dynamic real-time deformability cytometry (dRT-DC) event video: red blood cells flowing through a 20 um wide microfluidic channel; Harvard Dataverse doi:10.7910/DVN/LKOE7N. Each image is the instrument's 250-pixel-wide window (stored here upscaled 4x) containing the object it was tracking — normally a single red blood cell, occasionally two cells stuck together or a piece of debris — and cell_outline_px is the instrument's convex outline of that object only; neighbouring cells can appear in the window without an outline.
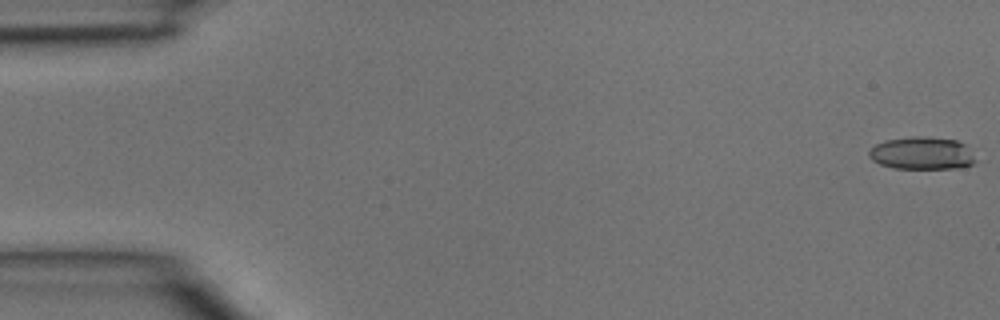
{"species": "common noctule bat (a hibernating species)", "species_latin": "Nyctalus noctula", "temperature_condition": "room temperature", "stored_images_in_passage": 4, "camera_frame_rate_fps": 3000, "um_per_image_px": 0.085, "animal": {"sex": "male", "body_mass_g": 15.6}, "frame": {"image": 1, "passage_image": 1, "time_ms": 0.0, "image_size_px": [1000, 320], "cell_outline_px": [[976, 160], [972, 164], [960, 168], [896, 168], [880, 164], [872, 160], [868, 156], [868, 152], [876, 144], [884, 140], [912, 136], [924, 136], [956, 140], [964, 144]], "centroid_in_image_um": [78.34, 13.02], "position_along_channel_um": 6.7, "area_um2": 20.11}}
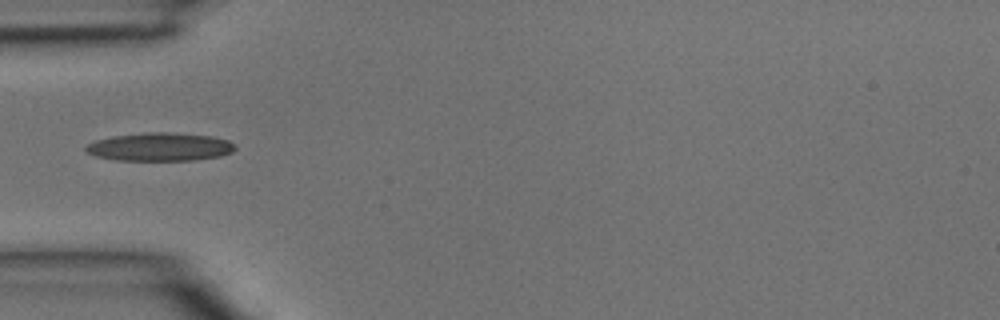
{"frame": {"image": 2, "passage_image": 4, "time_ms": 1.0, "image_size_px": [1000, 320], "cell_outline_px": [[236, 148], [232, 152], [220, 156], [192, 160], [116, 160], [96, 156], [84, 152], [84, 148], [88, 144], [96, 140], [112, 136], [148, 132], [168, 132], [212, 136], [228, 140], [236, 144]], "centroid_in_image_um": [13.59, 12.48], "position_along_channel_um": 71.4, "area_um2": 24.62}}